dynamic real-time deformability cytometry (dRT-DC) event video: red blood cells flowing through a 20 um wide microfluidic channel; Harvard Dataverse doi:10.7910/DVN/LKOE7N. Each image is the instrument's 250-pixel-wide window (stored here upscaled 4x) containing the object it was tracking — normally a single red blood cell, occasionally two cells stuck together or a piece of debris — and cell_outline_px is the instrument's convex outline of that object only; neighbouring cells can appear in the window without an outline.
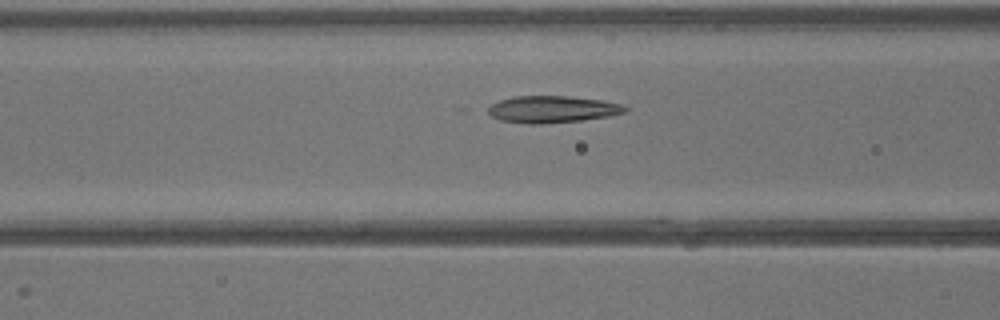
{"species": "common noctule bat (a hibernating species)", "species_latin": "Nyctalus noctula", "temperature_condition": "warm", "stored_images_in_passage": 36, "camera_frame_rate_fps": 3000, "um_per_image_px": 0.085, "animal": {"sex": "male", "body_mass_g": 13.3}, "frame": {"image": 1, "passage_image": 12, "time_ms": 3.667, "image_size_px": [1000, 320], "cell_outline_px": [[628, 112], [608, 116], [580, 120], [540, 124], [528, 124], [500, 120], [492, 116], [488, 112], [488, 108], [492, 104], [500, 100], [512, 96], [568, 96], [600, 100], [624, 104], [628, 108]], "centroid_in_image_um": [46.96, 9.28], "position_along_channel_um": 119.6, "area_um2": 21.44}}
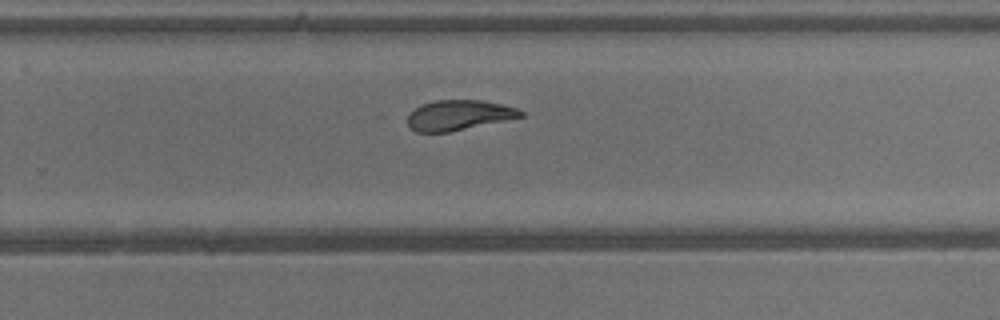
{"frame": {"image": 2, "passage_image": 22, "time_ms": 7.0, "image_size_px": [1000, 320], "cell_outline_px": [[524, 116], [508, 120], [448, 132], [416, 132], [408, 128], [408, 116], [420, 104], [436, 100], [480, 100], [500, 104], [516, 108], [524, 112]], "centroid_in_image_um": [38.98, 9.79], "position_along_channel_um": 290.8, "area_um2": 19.83}}
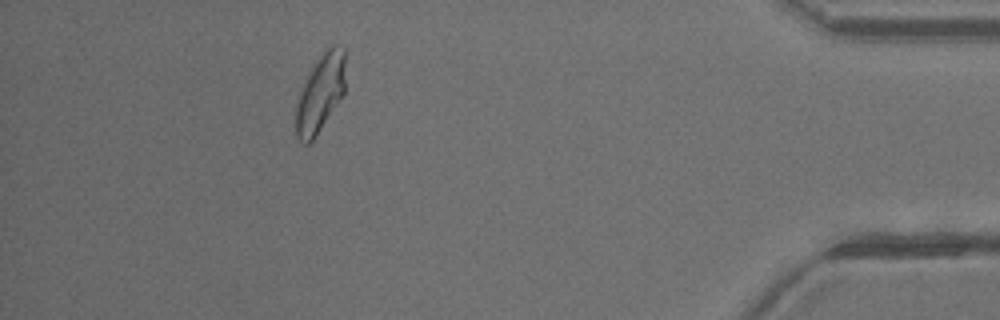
{"frame": {"image": 3, "passage_image": 32, "time_ms": 10.333, "image_size_px": [1000, 320], "cell_outline_px": [[344, 92], [316, 136], [308, 144], [304, 144], [296, 136], [296, 104], [300, 92], [316, 60], [332, 44], [336, 44], [344, 48]], "centroid_in_image_um": [27.22, 7.93], "position_along_channel_um": 408.0, "area_um2": 21.85}}